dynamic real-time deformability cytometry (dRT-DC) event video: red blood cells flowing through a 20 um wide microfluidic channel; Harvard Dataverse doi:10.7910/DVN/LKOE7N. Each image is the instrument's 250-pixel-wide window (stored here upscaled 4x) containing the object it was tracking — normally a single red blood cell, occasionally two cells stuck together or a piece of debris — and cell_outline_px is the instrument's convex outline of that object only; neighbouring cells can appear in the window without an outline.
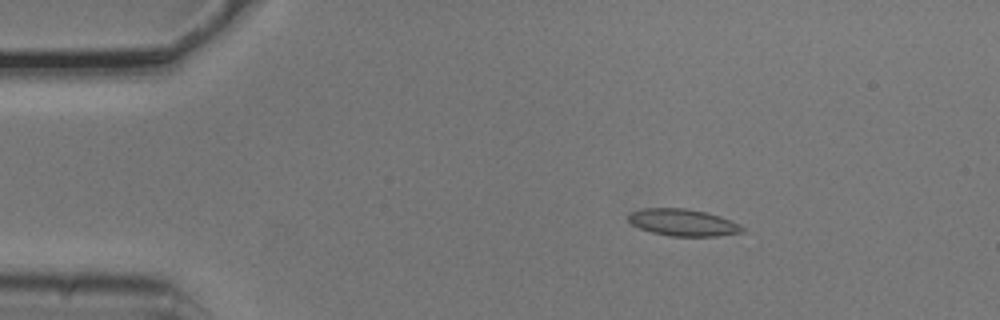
{"species": "common noctule bat (a hibernating species)", "species_latin": "Nyctalus noctula", "temperature_condition": "cold", "stored_images_in_passage": 4, "camera_frame_rate_fps": 3000, "um_per_image_px": 0.085, "animal": {"sex": "male", "body_mass_g": 20.5, "forearm_length_mm": 52.5}, "frame": {"image": 1, "passage_image": 2, "time_ms": 0.333, "image_size_px": [1000, 320], "cell_outline_px": [[744, 232], [716, 236], [668, 236], [652, 232], [640, 228], [632, 224], [628, 220], [628, 216], [632, 212], [644, 208], [684, 208], [704, 212], [720, 216], [732, 220], [740, 224], [744, 228]], "centroid_in_image_um": [58.08, 18.92], "position_along_channel_um": 26.9, "area_um2": 17.8}}
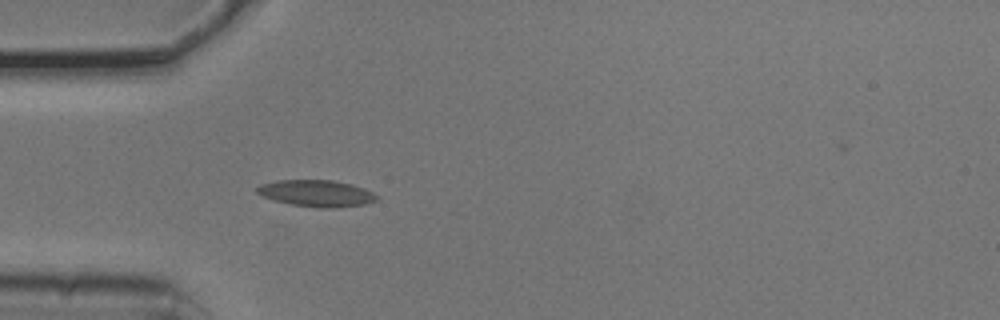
{"frame": {"image": 2, "passage_image": 4, "time_ms": 1.0, "image_size_px": [1000, 320], "cell_outline_px": [[380, 196], [376, 200], [364, 204], [336, 208], [320, 208], [292, 204], [272, 200], [256, 192], [256, 188], [260, 184], [276, 180], [332, 180], [352, 184], [364, 188]], "centroid_in_image_um": [26.91, 16.43], "position_along_channel_um": 58.1, "area_um2": 18.61}}